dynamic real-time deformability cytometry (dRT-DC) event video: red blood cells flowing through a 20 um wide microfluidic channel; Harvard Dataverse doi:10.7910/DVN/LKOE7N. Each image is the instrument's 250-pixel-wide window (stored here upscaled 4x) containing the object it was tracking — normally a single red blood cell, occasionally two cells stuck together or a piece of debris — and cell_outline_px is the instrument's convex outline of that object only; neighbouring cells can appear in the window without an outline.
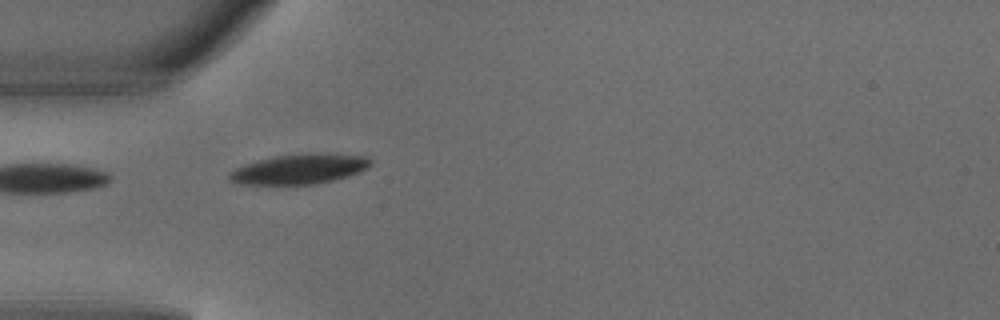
{"species": "common noctule bat (a hibernating species)", "species_latin": "Nyctalus noctula", "temperature_condition": "warm", "stored_images_in_passage": 2, "camera_frame_rate_fps": 3000, "um_per_image_px": 0.085, "animal": {"sex": "male", "body_mass_g": 18.8}, "frame": {"image": 1, "passage_image": 1, "time_ms": 0.0, "image_size_px": [1000, 320], "cell_outline_px": [[372, 164], [368, 168], [360, 172], [348, 176], [332, 180], [312, 184], [240, 184], [228, 180], [228, 172], [244, 164], [276, 156], [308, 152], [368, 156], [372, 160]], "centroid_in_image_um": [25.47, 14.35], "position_along_channel_um": 59.5, "area_um2": 24.74}}
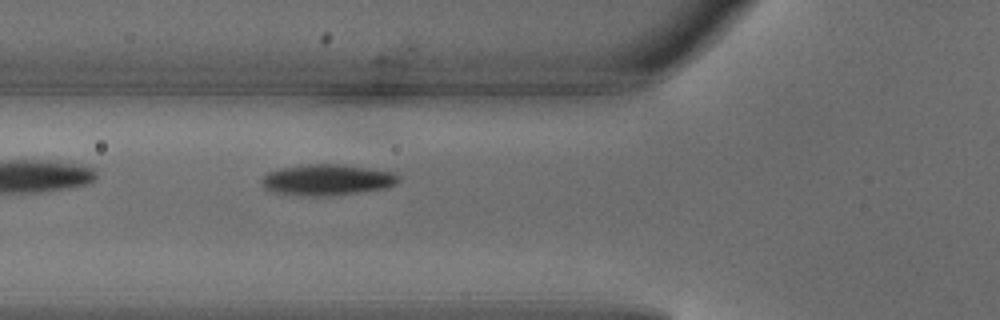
{"frame": {"image": 2, "passage_image": 2, "time_ms": 0.333, "image_size_px": [1000, 320], "cell_outline_px": [[400, 180], [396, 184], [388, 188], [360, 192], [328, 196], [300, 196], [272, 192], [264, 188], [260, 180], [268, 172], [280, 168], [308, 164], [340, 164], [396, 172], [400, 176]], "centroid_in_image_um": [27.82, 15.29], "position_along_channel_um": 98.0, "area_um2": 25.09}}